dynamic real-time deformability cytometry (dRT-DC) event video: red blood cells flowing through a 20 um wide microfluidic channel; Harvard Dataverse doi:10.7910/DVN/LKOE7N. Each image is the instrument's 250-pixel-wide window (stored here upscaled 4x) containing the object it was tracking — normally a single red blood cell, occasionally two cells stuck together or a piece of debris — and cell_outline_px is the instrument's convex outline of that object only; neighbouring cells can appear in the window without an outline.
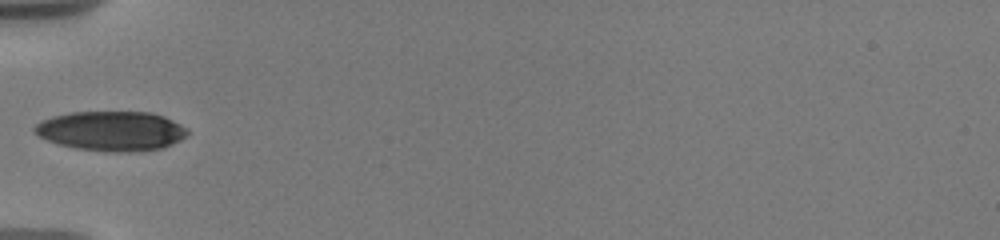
{"species": "human", "species_latin": "Homo sapiens", "temperature_condition": "warm", "stored_images_in_passage": 26, "camera_frame_rate_fps": 3000, "um_per_image_px": 0.085, "donor": {"sex": "male"}, "frame": {"image": 1, "passage_image": 1, "time_ms": 0.0, "image_size_px": [1000, 240], "cell_outline_px": [[188, 132], [180, 140], [172, 144], [160, 148], [128, 152], [108, 152], [76, 148], [60, 144], [48, 140], [32, 132], [32, 128], [36, 124], [52, 116], [72, 112], [148, 112], [164, 116], [188, 128]], "centroid_in_image_um": [9.46, 11.13], "position_along_channel_um": 75.5, "area_um2": 35.14}}
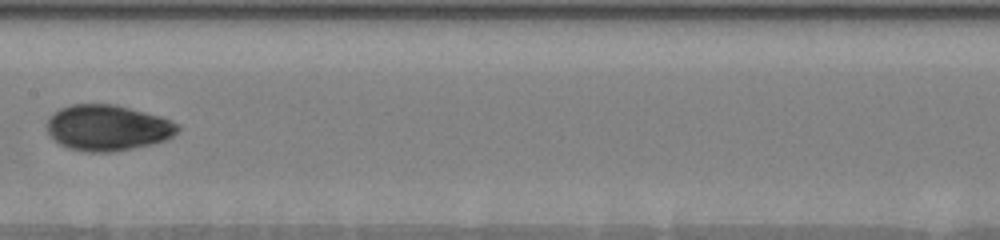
{"frame": {"image": 2, "passage_image": 8, "time_ms": 3.333, "image_size_px": [1000, 240], "cell_outline_px": [[180, 128], [172, 136], [164, 140], [152, 144], [112, 152], [88, 152], [68, 148], [60, 144], [48, 132], [48, 116], [60, 108], [72, 104], [116, 104], [160, 116], [180, 124]], "centroid_in_image_um": [9.15, 10.85], "position_along_channel_um": 198.2, "area_um2": 34.85}}
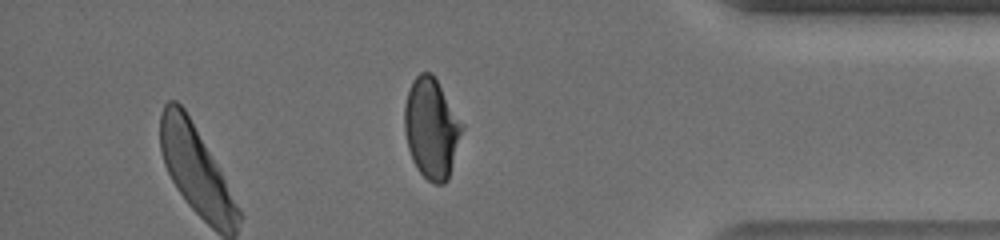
{"frame": {"image": 3, "passage_image": 22, "time_ms": 9.333, "image_size_px": [1000, 240], "cell_outline_px": [[464, 128], [448, 180], [444, 184], [432, 184], [416, 168], [412, 160], [408, 148], [404, 132], [404, 104], [412, 80], [420, 72], [432, 72], [464, 124]], "centroid_in_image_um": [36.68, 10.91], "position_along_channel_um": 398.5, "area_um2": 33.99}, "authors_computed_cell_mechanics": {"area_um2": 34.1598, "velocity_mm_per_s": 3.6695, "shape_relaxation_time_tau1_ms": 5.1116, "shape_relaxation_time_tau2_ms": 1.3787, "deformation_change_tau1": 0.1467, "deformation_change_tau2": 0.0435}}